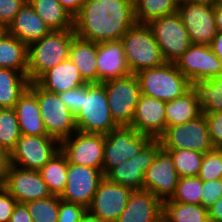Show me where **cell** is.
I'll use <instances>...</instances> for the list:
<instances>
[{
	"mask_svg": "<svg viewBox=\"0 0 222 222\" xmlns=\"http://www.w3.org/2000/svg\"><path fill=\"white\" fill-rule=\"evenodd\" d=\"M68 160L61 152H57L39 170L52 195L60 196L67 184Z\"/></svg>",
	"mask_w": 222,
	"mask_h": 222,
	"instance_id": "cell-32",
	"label": "cell"
},
{
	"mask_svg": "<svg viewBox=\"0 0 222 222\" xmlns=\"http://www.w3.org/2000/svg\"><path fill=\"white\" fill-rule=\"evenodd\" d=\"M213 53L222 61V32H218L210 44Z\"/></svg>",
	"mask_w": 222,
	"mask_h": 222,
	"instance_id": "cell-50",
	"label": "cell"
},
{
	"mask_svg": "<svg viewBox=\"0 0 222 222\" xmlns=\"http://www.w3.org/2000/svg\"><path fill=\"white\" fill-rule=\"evenodd\" d=\"M69 58L86 83H98L97 43L75 36L70 45Z\"/></svg>",
	"mask_w": 222,
	"mask_h": 222,
	"instance_id": "cell-26",
	"label": "cell"
},
{
	"mask_svg": "<svg viewBox=\"0 0 222 222\" xmlns=\"http://www.w3.org/2000/svg\"><path fill=\"white\" fill-rule=\"evenodd\" d=\"M178 180L172 156L161 148L144 173V190L165 202L174 195Z\"/></svg>",
	"mask_w": 222,
	"mask_h": 222,
	"instance_id": "cell-17",
	"label": "cell"
},
{
	"mask_svg": "<svg viewBox=\"0 0 222 222\" xmlns=\"http://www.w3.org/2000/svg\"><path fill=\"white\" fill-rule=\"evenodd\" d=\"M15 112L22 135L46 136L36 93L28 87L15 104Z\"/></svg>",
	"mask_w": 222,
	"mask_h": 222,
	"instance_id": "cell-25",
	"label": "cell"
},
{
	"mask_svg": "<svg viewBox=\"0 0 222 222\" xmlns=\"http://www.w3.org/2000/svg\"><path fill=\"white\" fill-rule=\"evenodd\" d=\"M173 158L176 173L179 177L198 176L204 153L191 149H164Z\"/></svg>",
	"mask_w": 222,
	"mask_h": 222,
	"instance_id": "cell-36",
	"label": "cell"
},
{
	"mask_svg": "<svg viewBox=\"0 0 222 222\" xmlns=\"http://www.w3.org/2000/svg\"><path fill=\"white\" fill-rule=\"evenodd\" d=\"M29 4L51 31L74 29L73 16L58 0H30Z\"/></svg>",
	"mask_w": 222,
	"mask_h": 222,
	"instance_id": "cell-28",
	"label": "cell"
},
{
	"mask_svg": "<svg viewBox=\"0 0 222 222\" xmlns=\"http://www.w3.org/2000/svg\"><path fill=\"white\" fill-rule=\"evenodd\" d=\"M17 201L3 187H0V222H9Z\"/></svg>",
	"mask_w": 222,
	"mask_h": 222,
	"instance_id": "cell-45",
	"label": "cell"
},
{
	"mask_svg": "<svg viewBox=\"0 0 222 222\" xmlns=\"http://www.w3.org/2000/svg\"><path fill=\"white\" fill-rule=\"evenodd\" d=\"M9 164V155L0 149V185H4L6 171Z\"/></svg>",
	"mask_w": 222,
	"mask_h": 222,
	"instance_id": "cell-49",
	"label": "cell"
},
{
	"mask_svg": "<svg viewBox=\"0 0 222 222\" xmlns=\"http://www.w3.org/2000/svg\"><path fill=\"white\" fill-rule=\"evenodd\" d=\"M36 83L42 89L57 94L86 84L70 58L46 71Z\"/></svg>",
	"mask_w": 222,
	"mask_h": 222,
	"instance_id": "cell-24",
	"label": "cell"
},
{
	"mask_svg": "<svg viewBox=\"0 0 222 222\" xmlns=\"http://www.w3.org/2000/svg\"><path fill=\"white\" fill-rule=\"evenodd\" d=\"M165 113L167 127L183 124L199 117L202 109L198 104L196 94L191 88L187 93L166 102Z\"/></svg>",
	"mask_w": 222,
	"mask_h": 222,
	"instance_id": "cell-29",
	"label": "cell"
},
{
	"mask_svg": "<svg viewBox=\"0 0 222 222\" xmlns=\"http://www.w3.org/2000/svg\"><path fill=\"white\" fill-rule=\"evenodd\" d=\"M3 187L18 203H28L52 194L39 171L8 164Z\"/></svg>",
	"mask_w": 222,
	"mask_h": 222,
	"instance_id": "cell-16",
	"label": "cell"
},
{
	"mask_svg": "<svg viewBox=\"0 0 222 222\" xmlns=\"http://www.w3.org/2000/svg\"><path fill=\"white\" fill-rule=\"evenodd\" d=\"M33 222H57L59 216V196L51 195L25 203Z\"/></svg>",
	"mask_w": 222,
	"mask_h": 222,
	"instance_id": "cell-38",
	"label": "cell"
},
{
	"mask_svg": "<svg viewBox=\"0 0 222 222\" xmlns=\"http://www.w3.org/2000/svg\"><path fill=\"white\" fill-rule=\"evenodd\" d=\"M21 133L14 108H0V149L7 155L14 150Z\"/></svg>",
	"mask_w": 222,
	"mask_h": 222,
	"instance_id": "cell-35",
	"label": "cell"
},
{
	"mask_svg": "<svg viewBox=\"0 0 222 222\" xmlns=\"http://www.w3.org/2000/svg\"><path fill=\"white\" fill-rule=\"evenodd\" d=\"M5 31V29L0 25V35Z\"/></svg>",
	"mask_w": 222,
	"mask_h": 222,
	"instance_id": "cell-54",
	"label": "cell"
},
{
	"mask_svg": "<svg viewBox=\"0 0 222 222\" xmlns=\"http://www.w3.org/2000/svg\"><path fill=\"white\" fill-rule=\"evenodd\" d=\"M165 105V101L141 94L130 127L151 139H158L167 127Z\"/></svg>",
	"mask_w": 222,
	"mask_h": 222,
	"instance_id": "cell-20",
	"label": "cell"
},
{
	"mask_svg": "<svg viewBox=\"0 0 222 222\" xmlns=\"http://www.w3.org/2000/svg\"><path fill=\"white\" fill-rule=\"evenodd\" d=\"M151 140L130 126H118L105 135L102 173L105 176L112 168L131 159Z\"/></svg>",
	"mask_w": 222,
	"mask_h": 222,
	"instance_id": "cell-10",
	"label": "cell"
},
{
	"mask_svg": "<svg viewBox=\"0 0 222 222\" xmlns=\"http://www.w3.org/2000/svg\"><path fill=\"white\" fill-rule=\"evenodd\" d=\"M141 94L171 101L181 97L192 88L189 81L173 62H165L155 68L144 69L136 74Z\"/></svg>",
	"mask_w": 222,
	"mask_h": 222,
	"instance_id": "cell-4",
	"label": "cell"
},
{
	"mask_svg": "<svg viewBox=\"0 0 222 222\" xmlns=\"http://www.w3.org/2000/svg\"><path fill=\"white\" fill-rule=\"evenodd\" d=\"M135 24L133 0H86L74 17L76 36L97 44L120 40Z\"/></svg>",
	"mask_w": 222,
	"mask_h": 222,
	"instance_id": "cell-1",
	"label": "cell"
},
{
	"mask_svg": "<svg viewBox=\"0 0 222 222\" xmlns=\"http://www.w3.org/2000/svg\"><path fill=\"white\" fill-rule=\"evenodd\" d=\"M202 188V206L209 209L222 197V186L219 180H211L203 181Z\"/></svg>",
	"mask_w": 222,
	"mask_h": 222,
	"instance_id": "cell-43",
	"label": "cell"
},
{
	"mask_svg": "<svg viewBox=\"0 0 222 222\" xmlns=\"http://www.w3.org/2000/svg\"><path fill=\"white\" fill-rule=\"evenodd\" d=\"M185 2H191V3H201V4H215L219 0H181Z\"/></svg>",
	"mask_w": 222,
	"mask_h": 222,
	"instance_id": "cell-53",
	"label": "cell"
},
{
	"mask_svg": "<svg viewBox=\"0 0 222 222\" xmlns=\"http://www.w3.org/2000/svg\"><path fill=\"white\" fill-rule=\"evenodd\" d=\"M163 217V202L146 190H134L116 222H159Z\"/></svg>",
	"mask_w": 222,
	"mask_h": 222,
	"instance_id": "cell-22",
	"label": "cell"
},
{
	"mask_svg": "<svg viewBox=\"0 0 222 222\" xmlns=\"http://www.w3.org/2000/svg\"><path fill=\"white\" fill-rule=\"evenodd\" d=\"M24 0H0V25L6 29L24 6Z\"/></svg>",
	"mask_w": 222,
	"mask_h": 222,
	"instance_id": "cell-42",
	"label": "cell"
},
{
	"mask_svg": "<svg viewBox=\"0 0 222 222\" xmlns=\"http://www.w3.org/2000/svg\"><path fill=\"white\" fill-rule=\"evenodd\" d=\"M202 113L205 115L209 136L215 149H222V111Z\"/></svg>",
	"mask_w": 222,
	"mask_h": 222,
	"instance_id": "cell-40",
	"label": "cell"
},
{
	"mask_svg": "<svg viewBox=\"0 0 222 222\" xmlns=\"http://www.w3.org/2000/svg\"><path fill=\"white\" fill-rule=\"evenodd\" d=\"M158 140L162 149H191L204 154L215 149L203 113L183 124L166 127Z\"/></svg>",
	"mask_w": 222,
	"mask_h": 222,
	"instance_id": "cell-7",
	"label": "cell"
},
{
	"mask_svg": "<svg viewBox=\"0 0 222 222\" xmlns=\"http://www.w3.org/2000/svg\"><path fill=\"white\" fill-rule=\"evenodd\" d=\"M86 210L82 205L64 201L59 197V216L57 222H80Z\"/></svg>",
	"mask_w": 222,
	"mask_h": 222,
	"instance_id": "cell-41",
	"label": "cell"
},
{
	"mask_svg": "<svg viewBox=\"0 0 222 222\" xmlns=\"http://www.w3.org/2000/svg\"><path fill=\"white\" fill-rule=\"evenodd\" d=\"M98 83L131 74L120 40L97 44Z\"/></svg>",
	"mask_w": 222,
	"mask_h": 222,
	"instance_id": "cell-21",
	"label": "cell"
},
{
	"mask_svg": "<svg viewBox=\"0 0 222 222\" xmlns=\"http://www.w3.org/2000/svg\"><path fill=\"white\" fill-rule=\"evenodd\" d=\"M105 135L76 131L60 142V150L68 163L102 171Z\"/></svg>",
	"mask_w": 222,
	"mask_h": 222,
	"instance_id": "cell-12",
	"label": "cell"
},
{
	"mask_svg": "<svg viewBox=\"0 0 222 222\" xmlns=\"http://www.w3.org/2000/svg\"><path fill=\"white\" fill-rule=\"evenodd\" d=\"M175 64L191 83L222 74V61L213 53L210 45L192 44Z\"/></svg>",
	"mask_w": 222,
	"mask_h": 222,
	"instance_id": "cell-15",
	"label": "cell"
},
{
	"mask_svg": "<svg viewBox=\"0 0 222 222\" xmlns=\"http://www.w3.org/2000/svg\"><path fill=\"white\" fill-rule=\"evenodd\" d=\"M131 74L163 65L160 47L147 24L136 23L120 39Z\"/></svg>",
	"mask_w": 222,
	"mask_h": 222,
	"instance_id": "cell-5",
	"label": "cell"
},
{
	"mask_svg": "<svg viewBox=\"0 0 222 222\" xmlns=\"http://www.w3.org/2000/svg\"><path fill=\"white\" fill-rule=\"evenodd\" d=\"M159 222H167V221H166L165 219L162 218Z\"/></svg>",
	"mask_w": 222,
	"mask_h": 222,
	"instance_id": "cell-55",
	"label": "cell"
},
{
	"mask_svg": "<svg viewBox=\"0 0 222 222\" xmlns=\"http://www.w3.org/2000/svg\"><path fill=\"white\" fill-rule=\"evenodd\" d=\"M177 13L187 29L192 44H211L218 33L214 4L181 1Z\"/></svg>",
	"mask_w": 222,
	"mask_h": 222,
	"instance_id": "cell-13",
	"label": "cell"
},
{
	"mask_svg": "<svg viewBox=\"0 0 222 222\" xmlns=\"http://www.w3.org/2000/svg\"><path fill=\"white\" fill-rule=\"evenodd\" d=\"M132 192L131 188L113 183L104 177L99 182L87 210L104 222H116L124 211Z\"/></svg>",
	"mask_w": 222,
	"mask_h": 222,
	"instance_id": "cell-19",
	"label": "cell"
},
{
	"mask_svg": "<svg viewBox=\"0 0 222 222\" xmlns=\"http://www.w3.org/2000/svg\"><path fill=\"white\" fill-rule=\"evenodd\" d=\"M163 219L167 222H209L208 209L196 204H183L170 199L163 202Z\"/></svg>",
	"mask_w": 222,
	"mask_h": 222,
	"instance_id": "cell-34",
	"label": "cell"
},
{
	"mask_svg": "<svg viewBox=\"0 0 222 222\" xmlns=\"http://www.w3.org/2000/svg\"><path fill=\"white\" fill-rule=\"evenodd\" d=\"M112 119L118 126H130L141 95L136 74L103 82Z\"/></svg>",
	"mask_w": 222,
	"mask_h": 222,
	"instance_id": "cell-8",
	"label": "cell"
},
{
	"mask_svg": "<svg viewBox=\"0 0 222 222\" xmlns=\"http://www.w3.org/2000/svg\"><path fill=\"white\" fill-rule=\"evenodd\" d=\"M80 222H104L98 216L92 214L88 210L82 215Z\"/></svg>",
	"mask_w": 222,
	"mask_h": 222,
	"instance_id": "cell-52",
	"label": "cell"
},
{
	"mask_svg": "<svg viewBox=\"0 0 222 222\" xmlns=\"http://www.w3.org/2000/svg\"><path fill=\"white\" fill-rule=\"evenodd\" d=\"M133 2L136 23L147 24L155 18L176 13L181 0H133Z\"/></svg>",
	"mask_w": 222,
	"mask_h": 222,
	"instance_id": "cell-33",
	"label": "cell"
},
{
	"mask_svg": "<svg viewBox=\"0 0 222 222\" xmlns=\"http://www.w3.org/2000/svg\"><path fill=\"white\" fill-rule=\"evenodd\" d=\"M28 46L4 31L0 35V68L20 71L27 75Z\"/></svg>",
	"mask_w": 222,
	"mask_h": 222,
	"instance_id": "cell-27",
	"label": "cell"
},
{
	"mask_svg": "<svg viewBox=\"0 0 222 222\" xmlns=\"http://www.w3.org/2000/svg\"><path fill=\"white\" fill-rule=\"evenodd\" d=\"M104 177L101 170L68 163L67 184L59 197L87 209Z\"/></svg>",
	"mask_w": 222,
	"mask_h": 222,
	"instance_id": "cell-18",
	"label": "cell"
},
{
	"mask_svg": "<svg viewBox=\"0 0 222 222\" xmlns=\"http://www.w3.org/2000/svg\"><path fill=\"white\" fill-rule=\"evenodd\" d=\"M192 89L202 112L222 111V74L219 77L195 81Z\"/></svg>",
	"mask_w": 222,
	"mask_h": 222,
	"instance_id": "cell-31",
	"label": "cell"
},
{
	"mask_svg": "<svg viewBox=\"0 0 222 222\" xmlns=\"http://www.w3.org/2000/svg\"><path fill=\"white\" fill-rule=\"evenodd\" d=\"M160 149L159 140L151 139L139 153L112 168L105 177L113 183L129 187L133 191L144 190V173L153 163Z\"/></svg>",
	"mask_w": 222,
	"mask_h": 222,
	"instance_id": "cell-14",
	"label": "cell"
},
{
	"mask_svg": "<svg viewBox=\"0 0 222 222\" xmlns=\"http://www.w3.org/2000/svg\"><path fill=\"white\" fill-rule=\"evenodd\" d=\"M60 4L73 16L80 12L86 0H58Z\"/></svg>",
	"mask_w": 222,
	"mask_h": 222,
	"instance_id": "cell-47",
	"label": "cell"
},
{
	"mask_svg": "<svg viewBox=\"0 0 222 222\" xmlns=\"http://www.w3.org/2000/svg\"><path fill=\"white\" fill-rule=\"evenodd\" d=\"M29 87L36 93L48 136L61 142L77 131L75 116L57 93L42 89L36 82H30Z\"/></svg>",
	"mask_w": 222,
	"mask_h": 222,
	"instance_id": "cell-6",
	"label": "cell"
},
{
	"mask_svg": "<svg viewBox=\"0 0 222 222\" xmlns=\"http://www.w3.org/2000/svg\"><path fill=\"white\" fill-rule=\"evenodd\" d=\"M219 181H220V184H221V186H222V177L219 179Z\"/></svg>",
	"mask_w": 222,
	"mask_h": 222,
	"instance_id": "cell-56",
	"label": "cell"
},
{
	"mask_svg": "<svg viewBox=\"0 0 222 222\" xmlns=\"http://www.w3.org/2000/svg\"><path fill=\"white\" fill-rule=\"evenodd\" d=\"M202 183L198 176L179 177L171 201L183 204H196L202 206Z\"/></svg>",
	"mask_w": 222,
	"mask_h": 222,
	"instance_id": "cell-37",
	"label": "cell"
},
{
	"mask_svg": "<svg viewBox=\"0 0 222 222\" xmlns=\"http://www.w3.org/2000/svg\"><path fill=\"white\" fill-rule=\"evenodd\" d=\"M74 29L53 30L28 46L27 78L36 82L46 71L69 58Z\"/></svg>",
	"mask_w": 222,
	"mask_h": 222,
	"instance_id": "cell-2",
	"label": "cell"
},
{
	"mask_svg": "<svg viewBox=\"0 0 222 222\" xmlns=\"http://www.w3.org/2000/svg\"><path fill=\"white\" fill-rule=\"evenodd\" d=\"M214 15L218 32H222V2L220 0L214 4Z\"/></svg>",
	"mask_w": 222,
	"mask_h": 222,
	"instance_id": "cell-51",
	"label": "cell"
},
{
	"mask_svg": "<svg viewBox=\"0 0 222 222\" xmlns=\"http://www.w3.org/2000/svg\"><path fill=\"white\" fill-rule=\"evenodd\" d=\"M198 177L202 181L219 180L222 177V149H213L204 154Z\"/></svg>",
	"mask_w": 222,
	"mask_h": 222,
	"instance_id": "cell-39",
	"label": "cell"
},
{
	"mask_svg": "<svg viewBox=\"0 0 222 222\" xmlns=\"http://www.w3.org/2000/svg\"><path fill=\"white\" fill-rule=\"evenodd\" d=\"M166 62L175 61L192 45L180 15L155 18L147 23Z\"/></svg>",
	"mask_w": 222,
	"mask_h": 222,
	"instance_id": "cell-9",
	"label": "cell"
},
{
	"mask_svg": "<svg viewBox=\"0 0 222 222\" xmlns=\"http://www.w3.org/2000/svg\"><path fill=\"white\" fill-rule=\"evenodd\" d=\"M61 101L68 107L71 113L76 116L82 108L83 85L72 90H66L58 93Z\"/></svg>",
	"mask_w": 222,
	"mask_h": 222,
	"instance_id": "cell-44",
	"label": "cell"
},
{
	"mask_svg": "<svg viewBox=\"0 0 222 222\" xmlns=\"http://www.w3.org/2000/svg\"><path fill=\"white\" fill-rule=\"evenodd\" d=\"M77 131L107 135L118 127L112 119L103 83L83 85L82 108L75 116Z\"/></svg>",
	"mask_w": 222,
	"mask_h": 222,
	"instance_id": "cell-3",
	"label": "cell"
},
{
	"mask_svg": "<svg viewBox=\"0 0 222 222\" xmlns=\"http://www.w3.org/2000/svg\"><path fill=\"white\" fill-rule=\"evenodd\" d=\"M5 31L29 46L47 35L51 29L34 11L29 2H26Z\"/></svg>",
	"mask_w": 222,
	"mask_h": 222,
	"instance_id": "cell-23",
	"label": "cell"
},
{
	"mask_svg": "<svg viewBox=\"0 0 222 222\" xmlns=\"http://www.w3.org/2000/svg\"><path fill=\"white\" fill-rule=\"evenodd\" d=\"M209 222H222V197L208 209Z\"/></svg>",
	"mask_w": 222,
	"mask_h": 222,
	"instance_id": "cell-48",
	"label": "cell"
},
{
	"mask_svg": "<svg viewBox=\"0 0 222 222\" xmlns=\"http://www.w3.org/2000/svg\"><path fill=\"white\" fill-rule=\"evenodd\" d=\"M9 222H33L27 206L23 203H17Z\"/></svg>",
	"mask_w": 222,
	"mask_h": 222,
	"instance_id": "cell-46",
	"label": "cell"
},
{
	"mask_svg": "<svg viewBox=\"0 0 222 222\" xmlns=\"http://www.w3.org/2000/svg\"><path fill=\"white\" fill-rule=\"evenodd\" d=\"M59 151L60 142L53 137L21 134L9 155V164L39 171Z\"/></svg>",
	"mask_w": 222,
	"mask_h": 222,
	"instance_id": "cell-11",
	"label": "cell"
},
{
	"mask_svg": "<svg viewBox=\"0 0 222 222\" xmlns=\"http://www.w3.org/2000/svg\"><path fill=\"white\" fill-rule=\"evenodd\" d=\"M29 84L26 74L0 68V108H14Z\"/></svg>",
	"mask_w": 222,
	"mask_h": 222,
	"instance_id": "cell-30",
	"label": "cell"
}]
</instances>
